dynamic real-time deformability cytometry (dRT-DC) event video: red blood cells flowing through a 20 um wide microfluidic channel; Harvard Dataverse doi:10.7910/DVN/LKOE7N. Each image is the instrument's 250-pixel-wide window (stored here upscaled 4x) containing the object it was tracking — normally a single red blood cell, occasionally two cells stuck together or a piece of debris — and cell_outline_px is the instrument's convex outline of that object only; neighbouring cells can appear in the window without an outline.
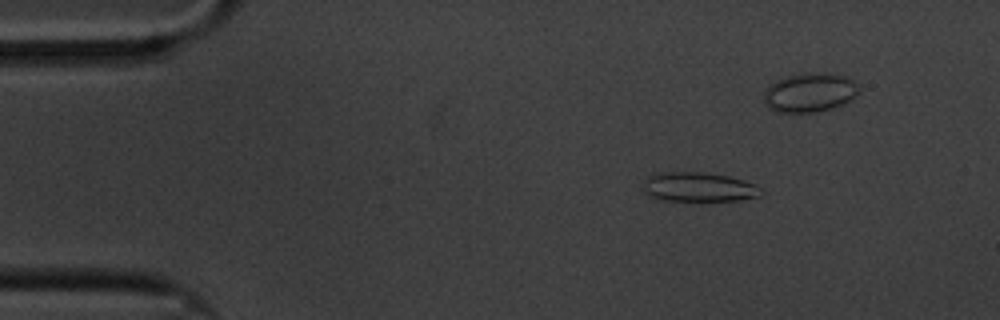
{"species": "common noctule bat (a hibernating species)", "species_latin": "Nyctalus noctula", "temperature_condition": "cold", "stored_images_in_passage": 42, "camera_frame_rate_fps": 3000, "um_per_image_px": 0.085, "animal": {"sex": "male", "body_mass_g": 20.1, "forearm_length_mm": 53.5}, "frame": {"image": 1, "passage_image": 3, "time_ms": 0.667, "image_size_px": [1000, 320], "cell_outline_px": [[764, 188], [760, 196], [740, 200], [656, 200], [644, 192], [644, 180], [648, 176], [656, 172], [704, 172], [728, 176], [756, 184]], "centroid_in_image_um": [59.39, 15.89], "position_along_channel_um": 25.6, "area_um2": 20.35}}
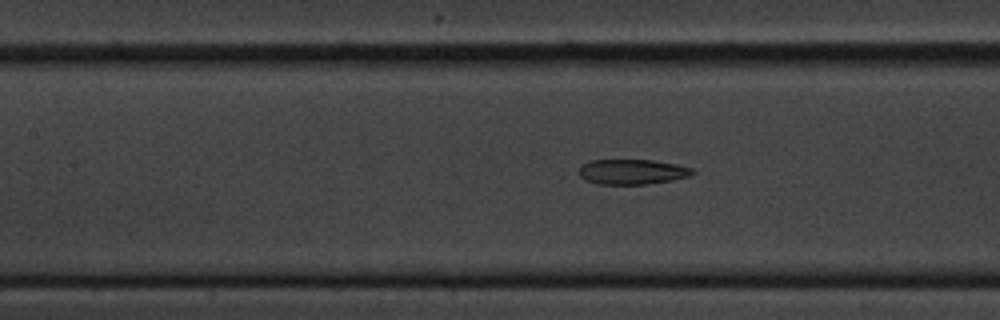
{"frame": {"image": 2, "passage_image": 20, "time_ms": 6.333, "image_size_px": [1000, 320], "cell_outline_px": [[696, 172], [688, 176], [672, 180], [644, 184], [600, 184], [584, 180], [580, 176], [580, 164], [588, 160], [652, 160], [676, 164], [692, 168]], "centroid_in_image_um": [53.7, 14.59], "position_along_channel_um": 153.7, "area_um2": 16.59}}
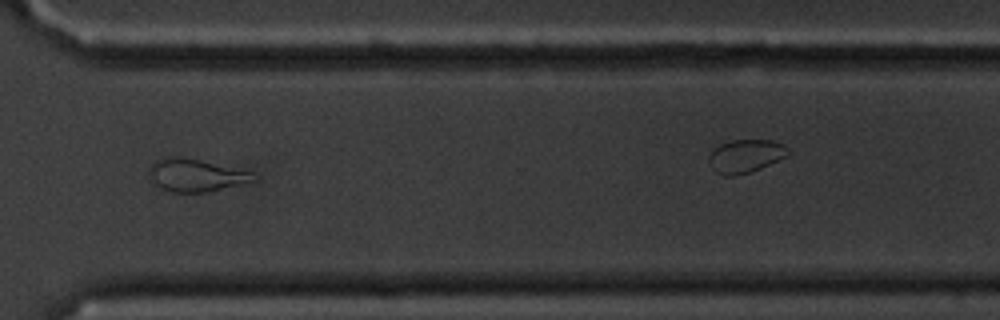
{"frame": {"image": 3, "passage_image": 38, "time_ms": 12.333, "image_size_px": [1000, 320], "cell_outline_px": [[256, 180], [208, 192], [172, 192], [160, 188], [152, 180], [148, 172], [148, 168], [160, 156], [180, 156], [200, 160], [252, 172]], "centroid_in_image_um": [16.58, 14.88], "position_along_channel_um": 354.0, "area_um2": 19.77}}